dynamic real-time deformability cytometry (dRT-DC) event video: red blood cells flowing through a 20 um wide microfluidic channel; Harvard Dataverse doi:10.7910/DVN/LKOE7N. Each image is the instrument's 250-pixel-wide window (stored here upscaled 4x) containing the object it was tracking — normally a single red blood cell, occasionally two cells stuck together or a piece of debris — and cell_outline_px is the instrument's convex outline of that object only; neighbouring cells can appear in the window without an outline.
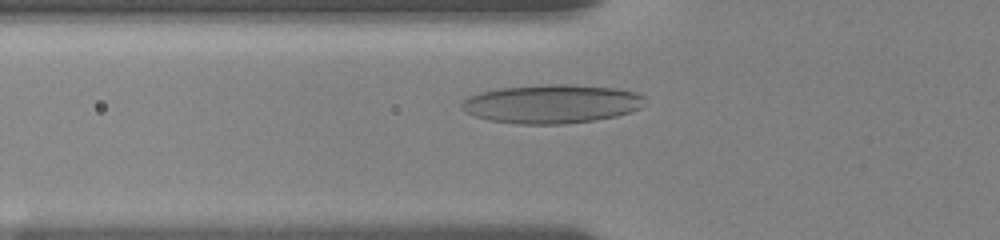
{"species": "human", "species_latin": "Homo sapiens", "temperature_condition": "room temperature", "stored_images_in_passage": 16, "camera_frame_rate_fps": 3000, "um_per_image_px": 0.085, "donor": {"sex": "female"}, "frame": {"image": 1, "passage_image": 2, "time_ms": 0.333, "image_size_px": [1000, 240], "cell_outline_px": [[644, 96], [640, 108], [632, 112], [616, 116], [592, 120], [564, 124], [516, 124], [488, 120], [476, 116], [460, 108], [460, 104], [468, 96], [480, 92], [500, 88], [548, 84], [568, 84], [616, 88], [636, 92]], "centroid_in_image_um": [46.88, 8.83], "position_along_channel_um": 78.9, "area_um2": 41.33}}
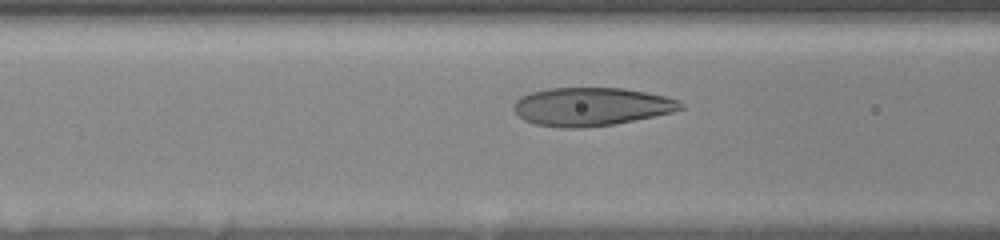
{"frame": {"image": 2, "passage_image": 7, "time_ms": 1.333, "image_size_px": [1000, 240], "cell_outline_px": [[684, 108], [672, 112], [612, 124], [584, 128], [560, 128], [536, 124], [524, 120], [512, 108], [512, 104], [520, 96], [532, 92], [548, 88], [624, 88], [664, 96], [676, 100], [684, 104]], "centroid_in_image_um": [50.21, 9.06], "position_along_channel_um": 116.4, "area_um2": 37.05}}
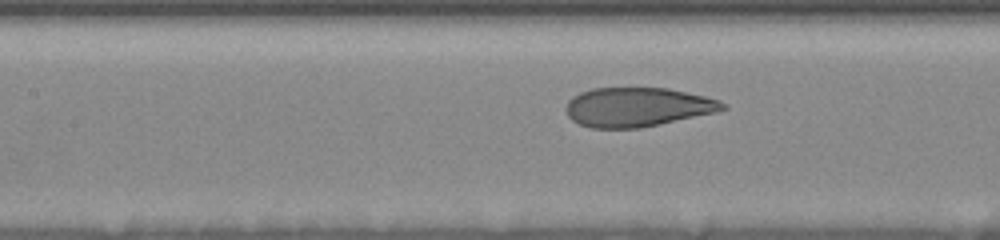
{"frame": {"image": 3, "passage_image": 12, "time_ms": 2.333, "image_size_px": [1000, 240], "cell_outline_px": [[728, 108], [716, 112], [660, 124], [640, 128], [588, 128], [572, 120], [568, 116], [564, 108], [568, 100], [572, 96], [580, 92], [592, 88], [668, 88], [704, 96], [720, 100], [728, 104]], "centroid_in_image_um": [54.16, 9.1], "position_along_channel_um": 153.2, "area_um2": 36.01}}